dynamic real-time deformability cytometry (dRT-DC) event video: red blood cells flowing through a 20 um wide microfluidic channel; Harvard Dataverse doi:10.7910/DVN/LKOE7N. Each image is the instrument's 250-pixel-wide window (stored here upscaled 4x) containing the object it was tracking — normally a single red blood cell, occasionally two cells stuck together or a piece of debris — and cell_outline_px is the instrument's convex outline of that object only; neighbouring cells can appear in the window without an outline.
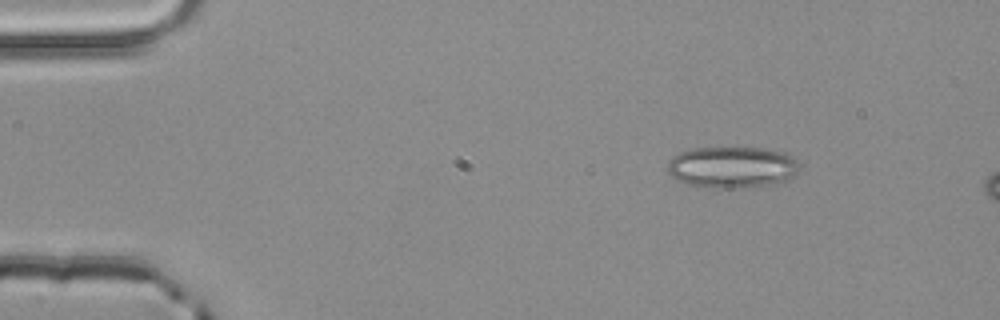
{"species": "common noctule bat (a hibernating species)", "species_latin": "Nyctalus noctula", "temperature_condition": "room temperature", "stored_images_in_passage": 2, "camera_frame_rate_fps": 3000, "um_per_image_px": 0.085, "animal": {"sex": "male", "body_mass_g": 20.4}, "frame": {"image": 1, "passage_image": 1, "time_ms": 0.0, "image_size_px": [1000, 320], "cell_outline_px": [[800, 164], [796, 172], [784, 184], [744, 188], [704, 188], [688, 184], [676, 180], [668, 172], [668, 160], [672, 156], [680, 152], [692, 148], [764, 148], [784, 152], [792, 156]], "centroid_in_image_um": [62.25, 14.23], "position_along_channel_um": 22.8, "area_um2": 32.54}}